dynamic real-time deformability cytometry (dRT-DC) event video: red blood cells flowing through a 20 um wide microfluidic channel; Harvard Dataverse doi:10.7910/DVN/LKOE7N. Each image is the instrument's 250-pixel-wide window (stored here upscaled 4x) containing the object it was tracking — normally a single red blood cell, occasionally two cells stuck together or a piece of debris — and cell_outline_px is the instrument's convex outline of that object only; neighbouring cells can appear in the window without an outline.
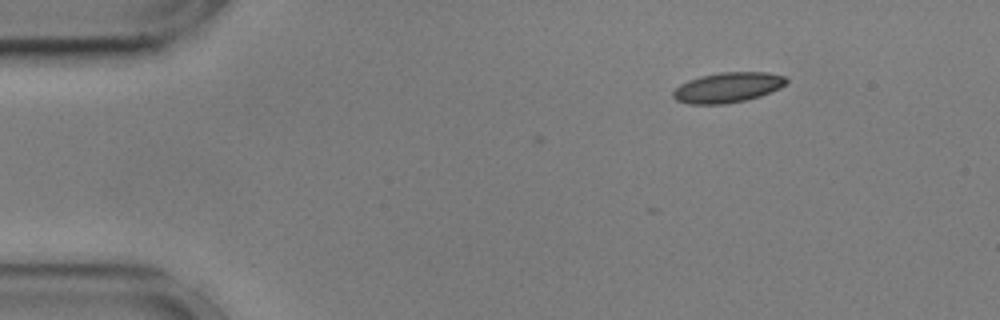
{"species": "common noctule bat (a hibernating species)", "species_latin": "Nyctalus noctula", "temperature_condition": "cold", "stored_images_in_passage": 4, "camera_frame_rate_fps": 3000, "um_per_image_px": 0.085, "animal": {"sex": "male", "body_mass_g": 17.9, "forearm_length_mm": 54.2}, "frame": {"image": 1, "passage_image": 1, "time_ms": 0.0, "image_size_px": [1000, 320], "cell_outline_px": [[788, 84], [780, 88], [760, 96], [744, 100], [724, 104], [688, 104], [676, 100], [672, 96], [672, 92], [680, 84], [688, 80], [700, 76], [720, 72], [768, 72], [784, 76], [788, 80]], "centroid_in_image_um": [61.86, 7.43], "position_along_channel_um": 23.1, "area_um2": 20.0}}